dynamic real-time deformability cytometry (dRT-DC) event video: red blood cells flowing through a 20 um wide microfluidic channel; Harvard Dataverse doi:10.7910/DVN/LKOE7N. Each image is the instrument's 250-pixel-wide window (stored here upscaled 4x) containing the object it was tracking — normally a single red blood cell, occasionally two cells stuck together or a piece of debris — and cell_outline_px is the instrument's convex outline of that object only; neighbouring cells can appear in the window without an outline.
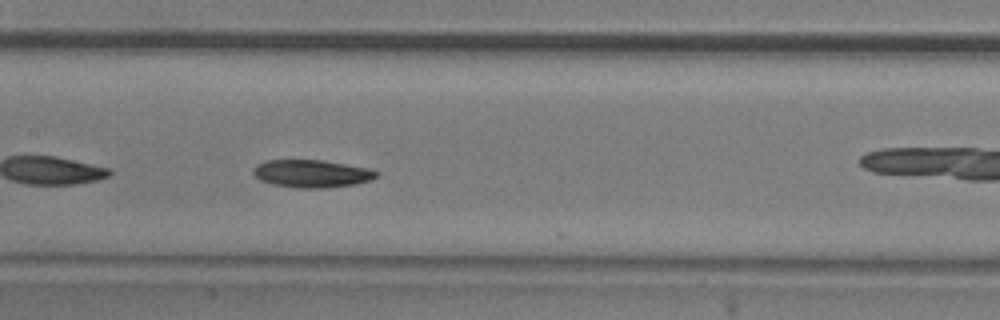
{"species": "common noctule bat (a hibernating species)", "species_latin": "Nyctalus noctula", "temperature_condition": "room temperature", "stored_images_in_passage": 36, "camera_frame_rate_fps": 3000, "um_per_image_px": 0.085, "animal": {"sex": "male", "body_mass_g": 20.5, "forearm_length_mm": 52.5}, "frame": {"image": 1, "passage_image": 25, "time_ms": 8.0, "image_size_px": [1000, 320], "cell_outline_px": [[380, 172], [376, 176], [368, 180], [356, 184], [324, 188], [296, 188], [272, 184], [260, 180], [252, 172], [252, 168], [256, 164], [268, 160], [320, 160], [368, 168]], "centroid_in_image_um": [26.45, 14.76], "position_along_channel_um": 180.9, "area_um2": 19.77}}